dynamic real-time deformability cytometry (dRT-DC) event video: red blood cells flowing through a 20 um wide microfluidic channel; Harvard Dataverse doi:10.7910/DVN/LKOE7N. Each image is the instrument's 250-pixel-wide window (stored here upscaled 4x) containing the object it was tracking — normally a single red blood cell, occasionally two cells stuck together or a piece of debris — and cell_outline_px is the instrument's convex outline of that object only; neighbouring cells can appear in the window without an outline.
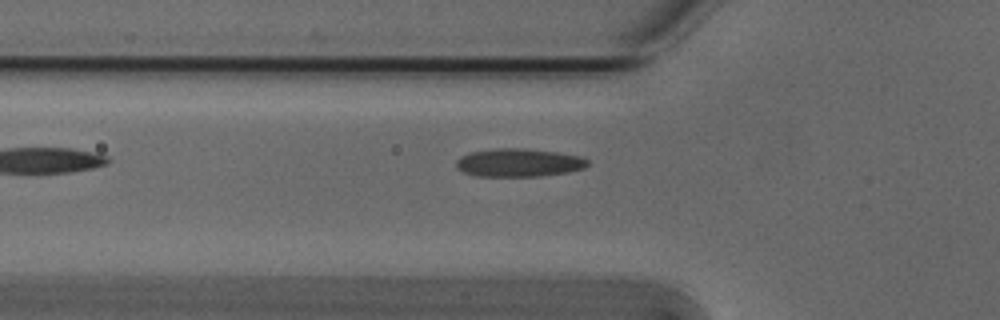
{"species": "Egyptian fruit bat (a non-hibernating species)", "species_latin": "Rousettus aegyptiacus", "temperature_condition": "cold", "stored_images_in_passage": 4, "camera_frame_rate_fps": 3000, "um_per_image_px": 0.085, "animal": {"sex": "male"}, "frame": {"image": 1, "passage_image": 4, "time_ms": 1.0, "image_size_px": [1000, 320], "cell_outline_px": [[588, 164], [584, 168], [568, 172], [540, 176], [476, 176], [464, 172], [456, 168], [456, 160], [460, 156], [472, 152], [492, 148], [524, 148], [560, 152], [580, 156], [588, 160]], "centroid_in_image_um": [44.09, 13.82], "position_along_channel_um": 81.7, "area_um2": 21.73}}